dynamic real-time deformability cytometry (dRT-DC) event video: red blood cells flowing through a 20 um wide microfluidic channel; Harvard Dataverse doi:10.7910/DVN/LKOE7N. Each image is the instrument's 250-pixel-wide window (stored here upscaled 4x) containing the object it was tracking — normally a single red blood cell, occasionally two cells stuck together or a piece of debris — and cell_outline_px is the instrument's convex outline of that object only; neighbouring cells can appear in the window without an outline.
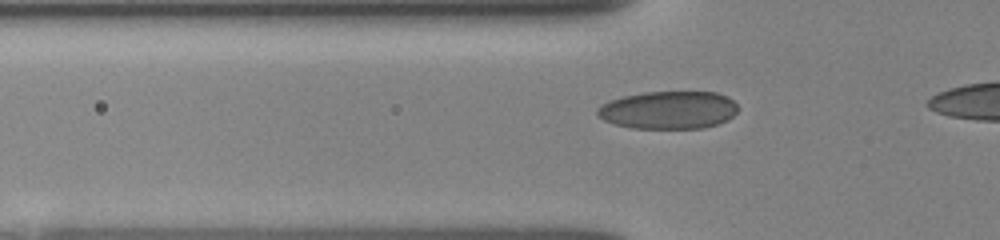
{"species": "human", "species_latin": "Homo sapiens", "temperature_condition": "room temperature", "stored_images_in_passage": 33, "camera_frame_rate_fps": 3000, "um_per_image_px": 0.085, "donor": {"sex": "female"}, "frame": {"image": 1, "passage_image": 8, "time_ms": 2.333, "image_size_px": [1000, 240], "cell_outline_px": [[736, 112], [728, 120], [704, 128], [632, 128], [616, 124], [604, 120], [596, 116], [596, 108], [600, 104], [624, 96], [644, 92], [716, 92], [728, 96], [736, 104]], "centroid_in_image_um": [56.8, 9.35], "position_along_channel_um": 69.0, "area_um2": 30.98}}
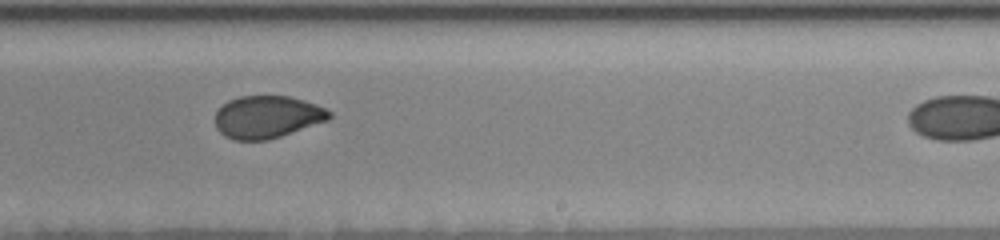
{"frame": {"image": 2, "passage_image": 23, "time_ms": 7.333, "image_size_px": [1000, 240], "cell_outline_px": [[332, 116], [328, 120], [268, 140], [236, 140], [224, 136], [216, 128], [216, 112], [228, 100], [240, 96], [288, 96], [304, 100], [316, 104], [332, 112]], "centroid_in_image_um": [22.71, 9.94], "position_along_channel_um": 266.3, "area_um2": 28.09}}
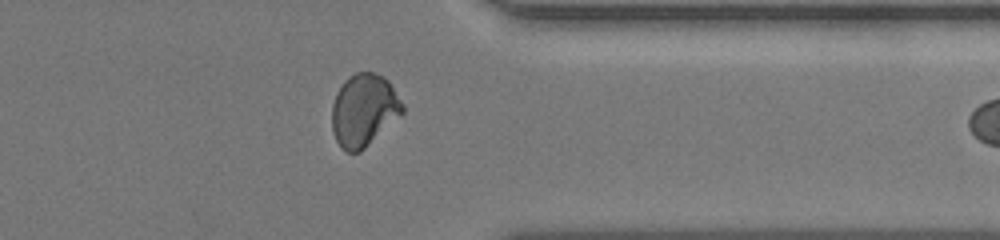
{"frame": {"image": 3, "passage_image": 32, "time_ms": 10.333, "image_size_px": [1000, 240], "cell_outline_px": [[404, 112], [360, 152], [348, 152], [340, 148], [332, 132], [332, 104], [336, 92], [344, 80], [348, 76], [356, 72], [372, 72], [384, 76], [388, 80], [404, 104]], "centroid_in_image_um": [30.91, 9.35], "position_along_channel_um": 380.5, "area_um2": 29.94}}